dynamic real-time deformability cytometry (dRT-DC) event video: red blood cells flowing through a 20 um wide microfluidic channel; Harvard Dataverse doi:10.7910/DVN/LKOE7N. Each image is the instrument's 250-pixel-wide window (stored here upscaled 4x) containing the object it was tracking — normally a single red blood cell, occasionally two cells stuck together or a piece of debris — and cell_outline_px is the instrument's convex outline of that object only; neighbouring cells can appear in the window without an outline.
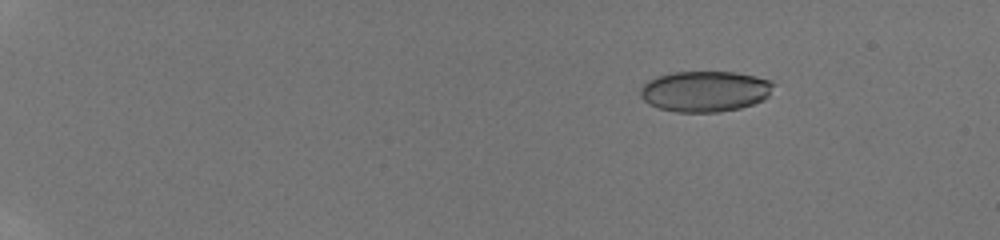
{"species": "human", "species_latin": "Homo sapiens", "temperature_condition": "room temperature", "stored_images_in_passage": 27, "camera_frame_rate_fps": 3000, "um_per_image_px": 0.085, "donor": {"sex": "male"}, "frame": {"image": 1, "passage_image": 3, "time_ms": 1.0, "image_size_px": [1000, 240], "cell_outline_px": [[776, 84], [768, 96], [764, 100], [740, 108], [720, 112], [676, 112], [660, 108], [648, 104], [640, 96], [640, 88], [648, 80], [656, 76], [672, 72], [736, 72], [756, 76], [772, 80]], "centroid_in_image_um": [59.94, 7.75], "position_along_channel_um": 25.1, "area_um2": 31.96}}
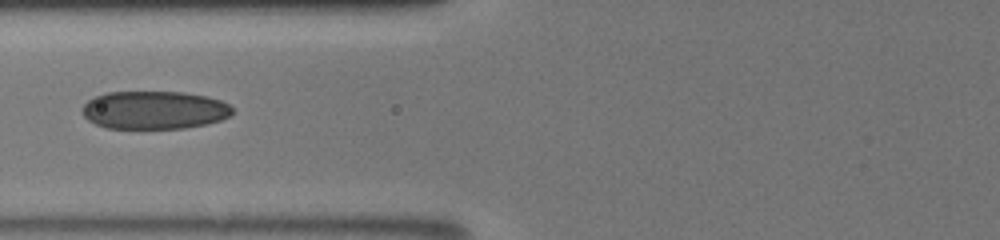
{"frame": {"image": 2, "passage_image": 12, "time_ms": 6.667, "image_size_px": [1000, 240], "cell_outline_px": [[236, 112], [232, 116], [208, 124], [184, 128], [108, 128], [96, 124], [88, 120], [84, 116], [80, 108], [88, 100], [96, 96], [108, 92], [184, 92], [208, 96], [220, 100], [228, 104]], "centroid_in_image_um": [13.15, 9.35], "position_along_channel_um": 112.7, "area_um2": 33.58}}
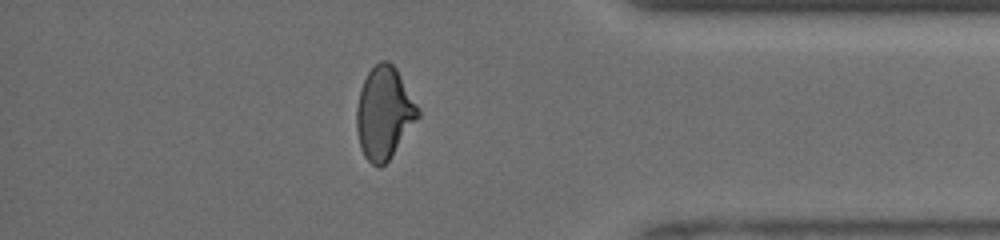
{"frame": {"image": 3, "passage_image": 24, "time_ms": 14.0, "image_size_px": [1000, 240], "cell_outline_px": [[420, 116], [388, 160], [380, 168], [372, 164], [364, 156], [360, 148], [356, 128], [356, 108], [360, 92], [364, 80], [368, 72], [380, 60], [388, 60], [396, 68], [420, 108]], "centroid_in_image_um": [32.65, 9.6], "position_along_channel_um": 402.5, "area_um2": 32.89}, "authors_computed_cell_mechanics": {"area_um2": 32.8882, "velocity_mm_per_s": 4.1511, "shape_relaxation_time_tau1_ms": 4.0595, "shape_relaxation_time_tau2_ms": 1.2722, "deformation_change_tau1": 0.1312, "deformation_change_tau2": 0.0643}}